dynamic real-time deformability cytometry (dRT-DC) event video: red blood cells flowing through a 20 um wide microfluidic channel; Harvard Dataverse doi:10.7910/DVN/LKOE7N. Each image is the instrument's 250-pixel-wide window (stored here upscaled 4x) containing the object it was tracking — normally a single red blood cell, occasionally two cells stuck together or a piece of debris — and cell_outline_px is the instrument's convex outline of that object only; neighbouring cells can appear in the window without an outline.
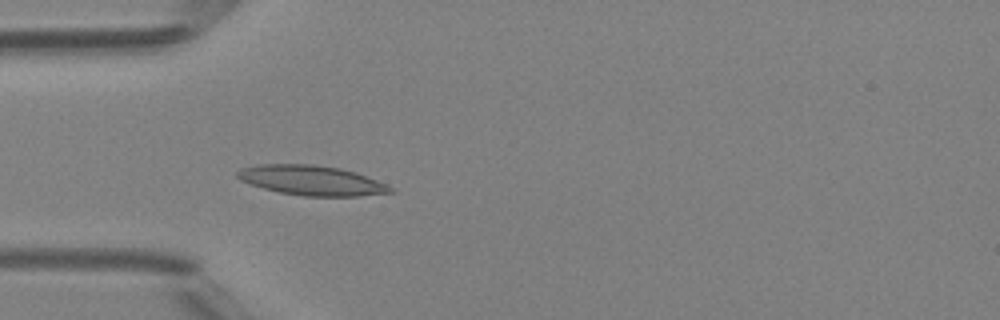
{"species": "Egyptian fruit bat (a non-hibernating species)", "species_latin": "Rousettus aegyptiacus", "temperature_condition": "room temperature", "stored_images_in_passage": 49, "camera_frame_rate_fps": 3000, "um_per_image_px": 0.085, "animal": {"sex": "female"}, "frame": {"image": 1, "passage_image": 15, "time_ms": 4.667, "image_size_px": [1000, 320], "cell_outline_px": [[396, 192], [360, 196], [304, 196], [280, 192], [264, 188], [240, 180], [236, 176], [236, 172], [240, 168], [260, 164], [312, 164], [340, 168], [356, 172], [388, 184]], "centroid_in_image_um": [26.52, 15.33], "position_along_channel_um": 58.5, "area_um2": 26.65}}
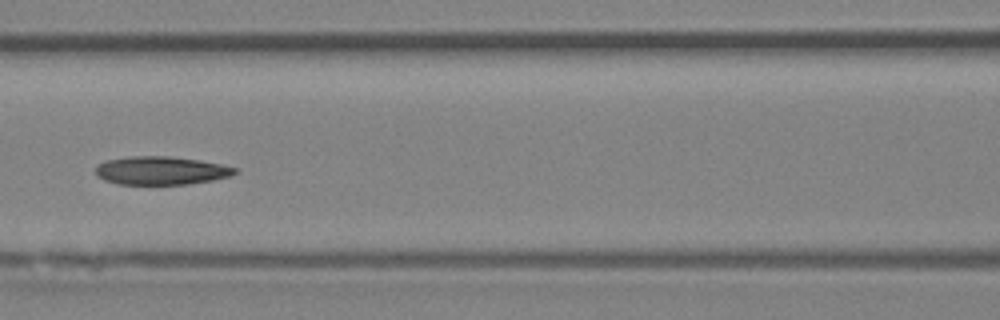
{"frame": {"image": 2, "passage_image": 22, "time_ms": 7.0, "image_size_px": [1000, 320], "cell_outline_px": [[240, 168], [236, 172], [228, 176], [212, 180], [188, 184], [116, 184], [104, 180], [96, 176], [96, 164], [104, 160], [128, 156], [168, 156], [200, 160]], "centroid_in_image_um": [13.64, 14.49], "position_along_channel_um": 153.0, "area_um2": 23.12}}
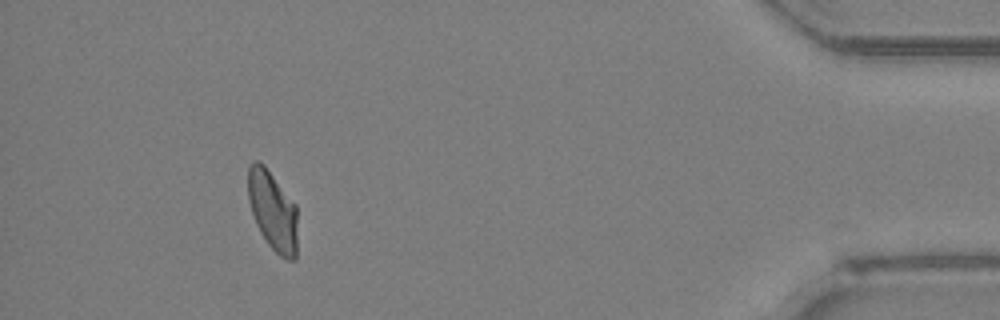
{"frame": {"image": 3, "passage_image": 45, "time_ms": 14.667, "image_size_px": [1000, 320], "cell_outline_px": [[296, 260], [288, 260], [280, 256], [268, 244], [260, 232], [256, 224], [248, 200], [248, 168], [252, 160], [260, 160], [264, 164], [296, 204]], "centroid_in_image_um": [23.17, 17.88], "position_along_channel_um": 412.0, "area_um2": 23.0}, "authors_computed_cell_mechanics": {"area_um2": 23.698, "velocity_mm_per_s": 4.2049, "shape_relaxation_time_tau1_ms": 7.3243, "shape_relaxation_time_tau2_ms": 2.8936, "deformation_change_tau1": 0.1642, "deformation_change_tau2": 0.075}}